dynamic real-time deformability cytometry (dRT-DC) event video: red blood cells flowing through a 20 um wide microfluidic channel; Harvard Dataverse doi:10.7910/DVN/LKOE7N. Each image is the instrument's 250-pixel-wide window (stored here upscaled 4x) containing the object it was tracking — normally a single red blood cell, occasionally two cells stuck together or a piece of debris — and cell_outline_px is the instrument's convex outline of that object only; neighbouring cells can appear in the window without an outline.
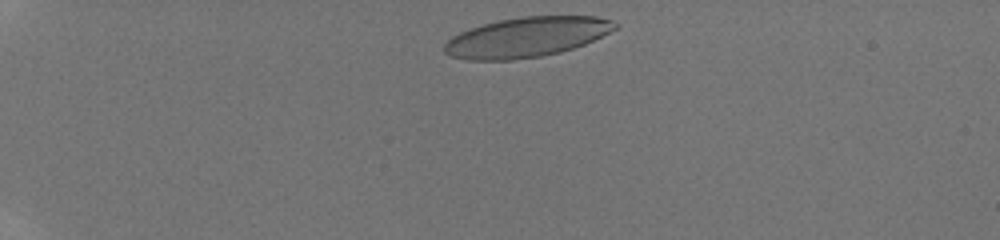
{"species": "human", "species_latin": "Homo sapiens", "temperature_condition": "room temperature", "stored_images_in_passage": 5, "camera_frame_rate_fps": 3000, "um_per_image_px": 0.085, "donor": {"sex": "male"}, "frame": {"image": 1, "passage_image": 1, "time_ms": 0.0, "image_size_px": [1000, 240], "cell_outline_px": [[620, 24], [616, 28], [584, 44], [560, 52], [540, 56], [512, 60], [468, 60], [452, 56], [444, 52], [444, 44], [452, 36], [460, 32], [484, 24], [500, 20], [520, 16], [596, 16], [612, 20]], "centroid_in_image_um": [44.76, 3.15], "position_along_channel_um": 40.2, "area_um2": 39.42}}
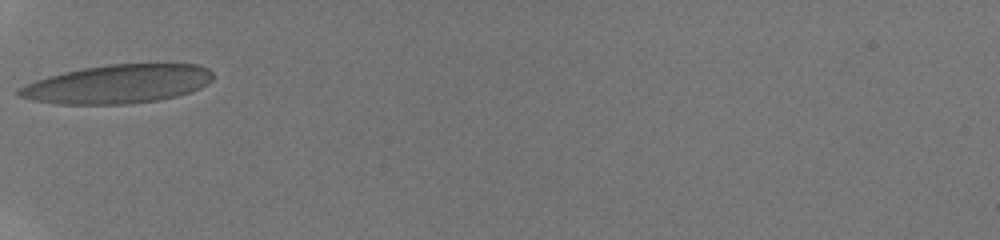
{"frame": {"image": 2, "passage_image": 4, "time_ms": 2.667, "image_size_px": [1000, 240], "cell_outline_px": [[212, 80], [208, 84], [192, 92], [160, 100], [128, 104], [56, 104], [32, 100], [16, 96], [16, 88], [24, 84], [48, 76], [64, 72], [84, 68], [108, 64], [200, 64], [208, 68], [212, 72]], "centroid_in_image_um": [9.99, 7.15], "position_along_channel_um": 75.0, "area_um2": 44.1}}